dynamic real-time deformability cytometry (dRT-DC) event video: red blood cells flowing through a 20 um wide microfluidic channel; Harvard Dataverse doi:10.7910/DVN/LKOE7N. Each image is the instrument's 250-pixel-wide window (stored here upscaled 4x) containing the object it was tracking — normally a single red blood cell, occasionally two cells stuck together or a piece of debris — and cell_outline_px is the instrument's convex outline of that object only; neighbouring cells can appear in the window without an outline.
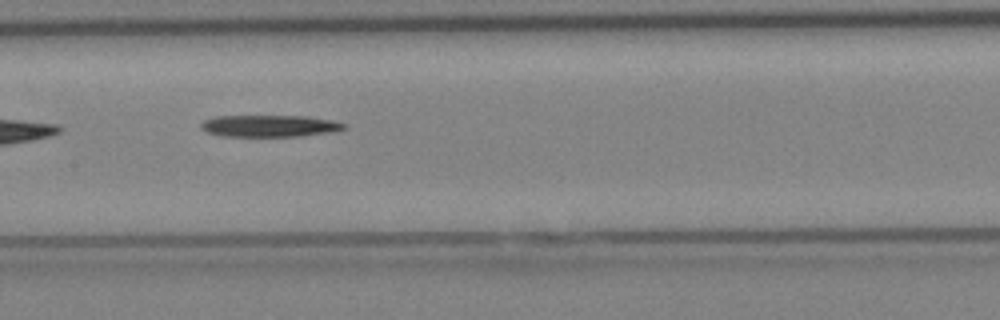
{"species": "Egyptian fruit bat (a non-hibernating species)", "species_latin": "Rousettus aegyptiacus", "temperature_condition": "cold", "stored_images_in_passage": 6, "camera_frame_rate_fps": 3000, "um_per_image_px": 0.085, "animal": {"sex": "female"}, "frame": {"image": 1, "passage_image": 6, "time_ms": 6.667, "image_size_px": [1000, 320], "cell_outline_px": [[348, 128], [332, 132], [300, 136], [224, 136], [208, 132], [200, 128], [200, 124], [204, 120], [216, 116], [304, 116], [332, 120], [344, 124]], "centroid_in_image_um": [22.91, 10.7], "position_along_channel_um": 184.5, "area_um2": 18.09}}